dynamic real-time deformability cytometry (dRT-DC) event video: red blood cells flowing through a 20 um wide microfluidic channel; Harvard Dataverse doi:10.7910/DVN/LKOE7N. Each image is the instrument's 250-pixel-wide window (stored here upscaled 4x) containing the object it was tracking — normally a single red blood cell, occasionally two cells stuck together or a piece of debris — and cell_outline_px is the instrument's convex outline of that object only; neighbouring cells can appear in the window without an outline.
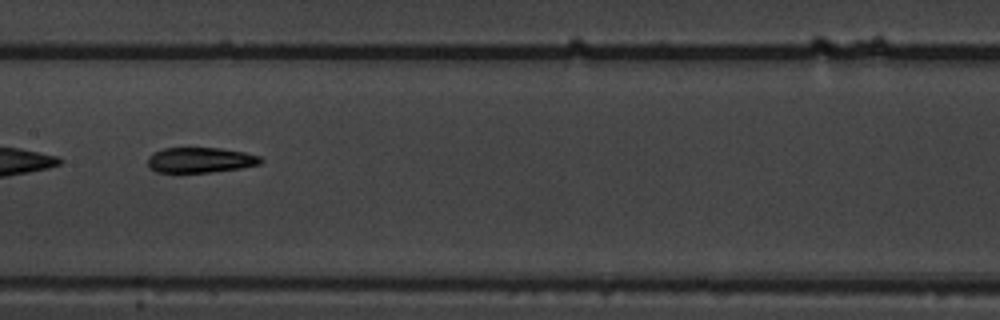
{"species": "common noctule bat (a hibernating species)", "species_latin": "Nyctalus noctula", "temperature_condition": "warm", "stored_images_in_passage": 13, "camera_frame_rate_fps": 3000, "um_per_image_px": 0.085, "animal": {"sex": "male", "body_mass_g": 19.5, "forearm_length_mm": 54.6}, "frame": {"image": 1, "passage_image": 6, "time_ms": 6.667, "image_size_px": [1000, 320], "cell_outline_px": [[264, 160], [260, 164], [240, 168], [208, 172], [156, 172], [148, 168], [148, 156], [152, 152], [164, 148], [220, 148], [244, 152], [260, 156]], "centroid_in_image_um": [17.0, 13.6], "position_along_channel_um": 190.4, "area_um2": 16.7}}
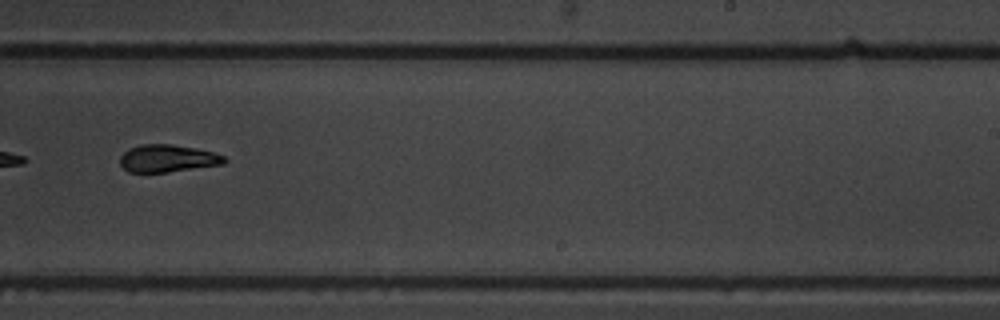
{"frame": {"image": 2, "passage_image": 8, "time_ms": 9.0, "image_size_px": [1000, 320], "cell_outline_px": [[228, 160], [224, 164], [168, 172], [128, 172], [120, 164], [120, 156], [128, 148], [140, 144], [172, 144], [196, 148], [212, 152], [224, 156]], "centroid_in_image_um": [14.24, 13.46], "position_along_channel_um": 274.8, "area_um2": 16.76}}
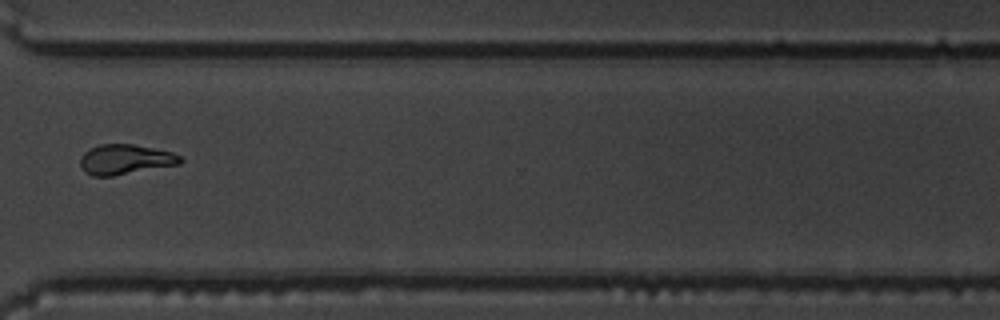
{"frame": {"image": 3, "passage_image": 10, "time_ms": 11.333, "image_size_px": [1000, 320], "cell_outline_px": [[184, 160], [180, 164], [112, 176], [92, 176], [84, 172], [80, 164], [80, 156], [88, 148], [100, 144], [132, 144], [172, 152], [180, 156]], "centroid_in_image_um": [10.61, 13.55], "position_along_channel_um": 360.0, "area_um2": 17.57}, "authors_computed_cell_mechanics": {"area_um2": 17.051, "velocity_mm_per_s": 3.6524, "shape_relaxation_time_tau1_ms": 2.9252, "shape_relaxation_time_tau2_ms": 2.8744, "deformation_change_tau1": 0.1768, "deformation_change_tau2": 0.1269}}